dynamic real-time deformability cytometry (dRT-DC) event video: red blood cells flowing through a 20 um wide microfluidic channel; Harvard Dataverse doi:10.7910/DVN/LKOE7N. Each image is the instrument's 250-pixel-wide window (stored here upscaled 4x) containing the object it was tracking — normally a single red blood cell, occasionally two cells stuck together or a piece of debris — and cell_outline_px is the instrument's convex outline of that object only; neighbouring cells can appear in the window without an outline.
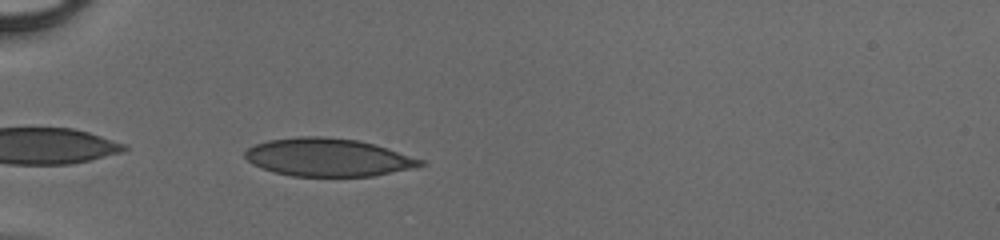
{"species": "human", "species_latin": "Homo sapiens", "temperature_condition": "cold", "stored_images_in_passage": 29, "camera_frame_rate_fps": 3000, "um_per_image_px": 0.085, "donor": {"sex": "male"}, "frame": {"image": 1, "passage_image": 1, "time_ms": 0.0, "image_size_px": [1000, 240], "cell_outline_px": [[424, 164], [416, 168], [372, 176], [292, 176], [276, 172], [252, 164], [244, 156], [244, 152], [248, 148], [256, 144], [268, 140], [300, 136], [324, 136], [360, 140], [388, 148], [424, 160]], "centroid_in_image_um": [27.91, 13.37], "position_along_channel_um": 57.1, "area_um2": 38.84}}
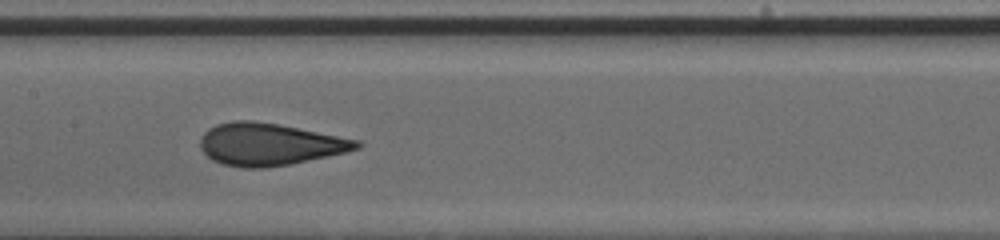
{"frame": {"image": 2, "passage_image": 11, "time_ms": 3.333, "image_size_px": [1000, 240], "cell_outline_px": [[364, 144], [360, 148], [348, 152], [268, 168], [240, 168], [220, 164], [212, 160], [200, 148], [200, 140], [204, 132], [208, 128], [216, 124], [232, 120], [252, 120], [276, 124], [360, 140]], "centroid_in_image_um": [22.89, 12.27], "position_along_channel_um": 184.5, "area_um2": 38.61}}
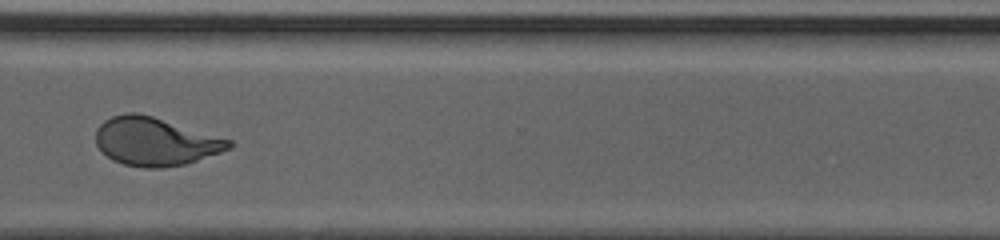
{"frame": {"image": 3, "passage_image": 23, "time_ms": 7.333, "image_size_px": [1000, 240], "cell_outline_px": [[232, 148], [184, 164], [160, 168], [144, 168], [124, 164], [112, 160], [96, 144], [96, 128], [104, 120], [112, 116], [128, 112], [136, 112], [152, 116], [232, 140]], "centroid_in_image_um": [13.17, 12.02], "position_along_channel_um": 357.4, "area_um2": 37.11}}